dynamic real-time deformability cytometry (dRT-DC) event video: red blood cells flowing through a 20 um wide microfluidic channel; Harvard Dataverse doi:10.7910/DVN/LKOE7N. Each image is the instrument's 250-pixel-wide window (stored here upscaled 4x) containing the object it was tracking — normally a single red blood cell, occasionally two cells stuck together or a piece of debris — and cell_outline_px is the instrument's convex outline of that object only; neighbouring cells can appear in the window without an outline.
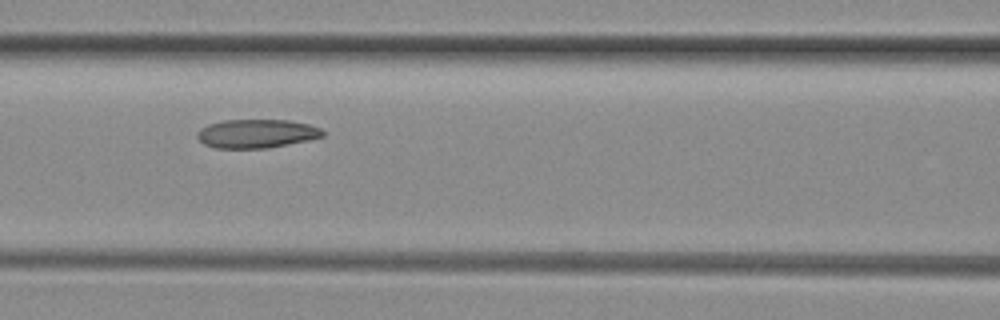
{"species": "common noctule bat (a hibernating species)", "species_latin": "Nyctalus noctula", "temperature_condition": "room temperature", "stored_images_in_passage": 9, "camera_frame_rate_fps": 3000, "um_per_image_px": 0.085, "animal": {"sex": "female", "body_mass_g": 29.2, "forearm_length_mm": 56.3}, "frame": {"image": 1, "passage_image": 6, "time_ms": 1.667, "image_size_px": [1000, 320], "cell_outline_px": [[324, 136], [288, 144], [268, 148], [216, 148], [204, 144], [196, 136], [196, 132], [200, 128], [208, 124], [224, 120], [288, 120], [308, 124], [320, 128], [324, 132]], "centroid_in_image_um": [21.77, 11.35], "position_along_channel_um": 144.8, "area_um2": 20.92}}
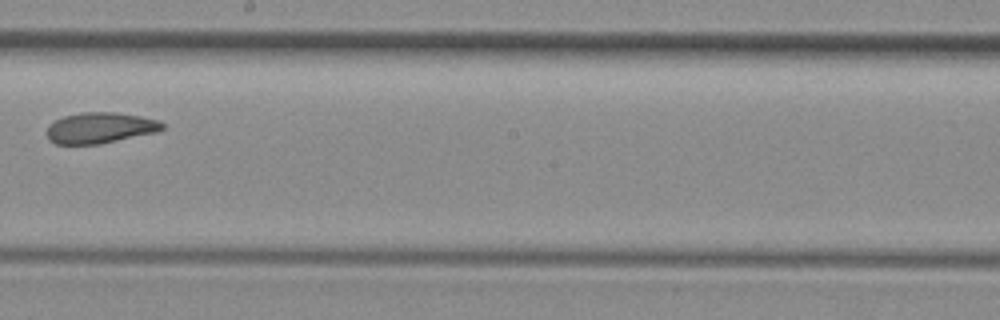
{"frame": {"image": 2, "passage_image": 8, "time_ms": 2.333, "image_size_px": [1000, 320], "cell_outline_px": [[164, 128], [156, 132], [100, 144], [56, 144], [48, 136], [48, 124], [64, 116], [84, 112], [116, 112], [140, 116], [156, 120], [164, 124]], "centroid_in_image_um": [8.51, 10.86], "position_along_channel_um": 239.7, "area_um2": 20.52}}
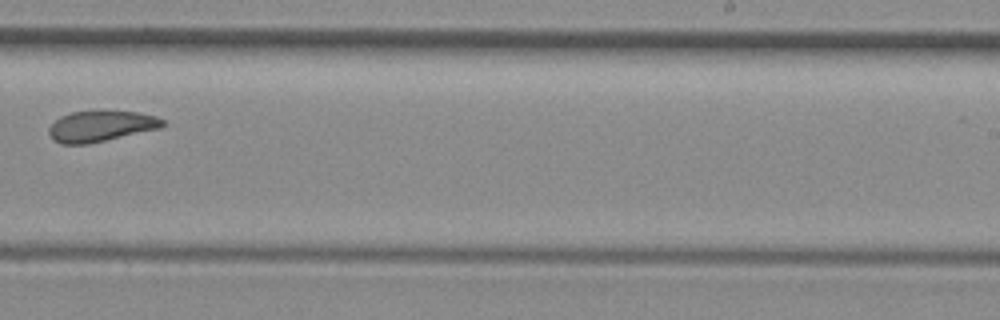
{"frame": {"image": 3, "passage_image": 9, "time_ms": 2.667, "image_size_px": [1000, 320], "cell_outline_px": [[164, 124], [160, 128], [88, 144], [60, 144], [52, 140], [48, 132], [48, 128], [60, 116], [72, 112], [136, 112], [156, 116], [164, 120]], "centroid_in_image_um": [8.53, 10.74], "position_along_channel_um": 280.5, "area_um2": 20.11}}